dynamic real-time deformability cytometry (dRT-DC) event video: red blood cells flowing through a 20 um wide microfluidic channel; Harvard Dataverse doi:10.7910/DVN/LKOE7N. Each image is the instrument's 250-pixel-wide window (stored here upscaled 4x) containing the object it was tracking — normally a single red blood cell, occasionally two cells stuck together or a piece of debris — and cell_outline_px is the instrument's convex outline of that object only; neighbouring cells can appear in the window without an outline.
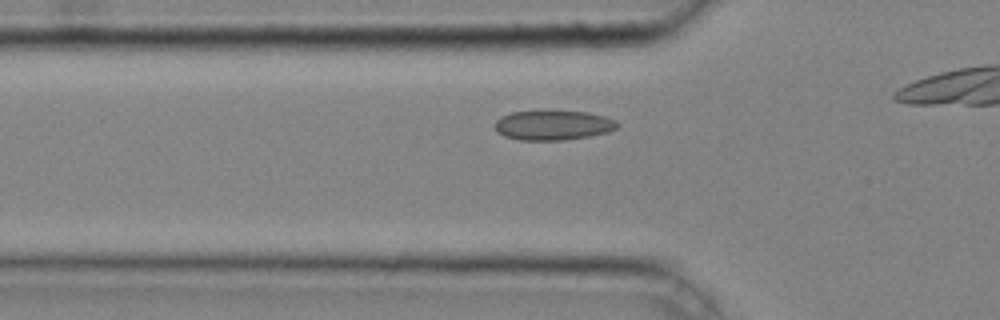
{"species": "common noctule bat (a hibernating species)", "species_latin": "Nyctalus noctula", "temperature_condition": "cold", "stored_images_in_passage": 12, "camera_frame_rate_fps": 3000, "um_per_image_px": 0.085, "animal": {"sex": "male", "body_mass_g": 20.4}, "frame": {"image": 1, "passage_image": 7, "time_ms": 2.0, "image_size_px": [1000, 320], "cell_outline_px": [[620, 124], [616, 128], [608, 132], [588, 136], [564, 140], [520, 140], [504, 136], [496, 132], [496, 120], [500, 116], [512, 112], [584, 112], [604, 116], [616, 120]], "centroid_in_image_um": [47.01, 10.66], "position_along_channel_um": 78.8, "area_um2": 20.87}}
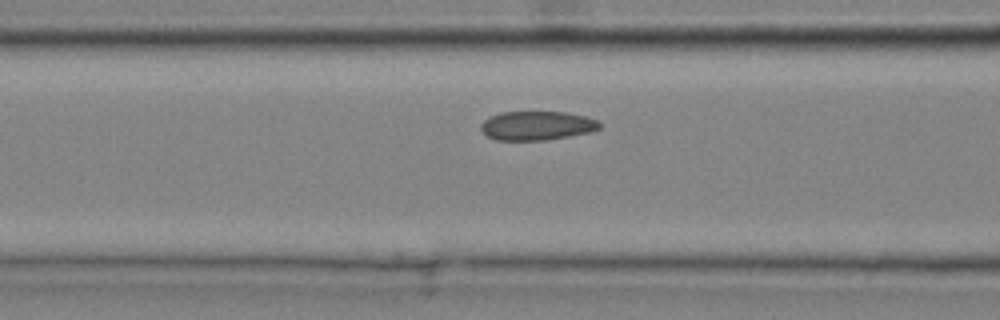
{"frame": {"image": 2, "passage_image": 10, "time_ms": 3.0, "image_size_px": [1000, 320], "cell_outline_px": [[600, 128], [588, 132], [568, 136], [544, 140], [496, 140], [488, 136], [480, 128], [480, 124], [484, 120], [500, 112], [564, 112], [584, 116], [596, 120], [600, 124]], "centroid_in_image_um": [45.6, 10.68], "position_along_channel_um": 121.0, "area_um2": 19.77}}